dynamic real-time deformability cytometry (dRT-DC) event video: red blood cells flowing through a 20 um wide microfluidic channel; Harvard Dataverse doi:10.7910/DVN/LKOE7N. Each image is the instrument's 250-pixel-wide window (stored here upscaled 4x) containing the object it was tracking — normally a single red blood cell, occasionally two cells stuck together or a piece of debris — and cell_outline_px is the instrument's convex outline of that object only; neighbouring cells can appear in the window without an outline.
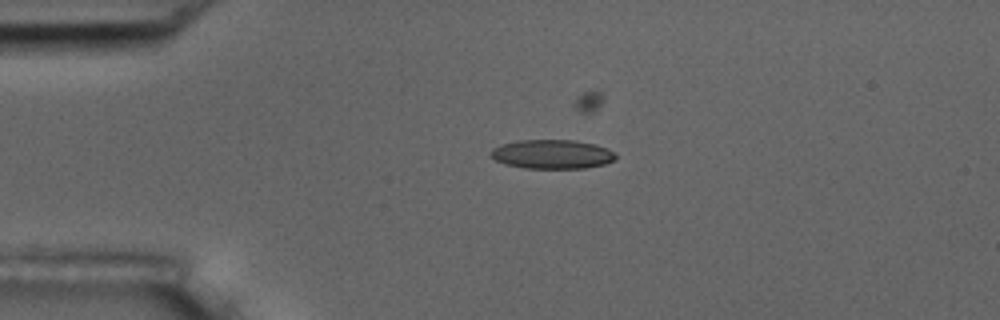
{"species": "common noctule bat (a hibernating species)", "species_latin": "Nyctalus noctula", "temperature_condition": "room temperature", "stored_images_in_passage": 2, "camera_frame_rate_fps": 3000, "um_per_image_px": 0.085, "animal": {"sex": "male", "body_mass_g": 17.5, "forearm_length_mm": 52.3}, "frame": {"image": 1, "passage_image": 1, "time_ms": 0.0, "image_size_px": [1000, 320], "cell_outline_px": [[616, 156], [612, 160], [604, 164], [584, 168], [524, 168], [504, 164], [496, 160], [488, 152], [492, 148], [500, 144], [520, 140], [576, 140], [596, 144], [608, 148]], "centroid_in_image_um": [46.89, 13.1], "position_along_channel_um": 38.1, "area_um2": 21.21}}